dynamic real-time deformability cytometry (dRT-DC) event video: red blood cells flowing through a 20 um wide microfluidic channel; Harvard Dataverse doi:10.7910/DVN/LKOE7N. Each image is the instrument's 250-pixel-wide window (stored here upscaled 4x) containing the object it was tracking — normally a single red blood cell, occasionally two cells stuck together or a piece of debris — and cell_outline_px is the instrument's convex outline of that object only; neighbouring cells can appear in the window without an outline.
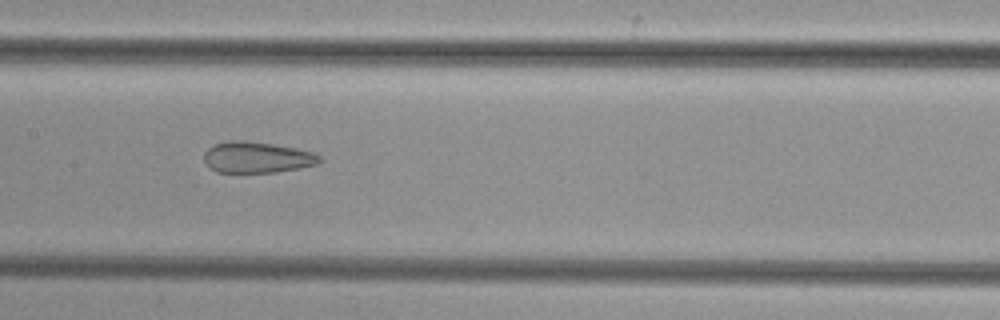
{"species": "common noctule bat (a hibernating species)", "species_latin": "Nyctalus noctula", "temperature_condition": "cold", "stored_images_in_passage": 24, "camera_frame_rate_fps": 3000, "um_per_image_px": 0.085, "animal": {"sex": "female", "body_mass_g": 29.2, "forearm_length_mm": 56.3}, "frame": {"image": 1, "passage_image": 10, "time_ms": 3.0, "image_size_px": [1000, 320], "cell_outline_px": [[320, 164], [300, 168], [276, 172], [216, 172], [204, 160], [204, 152], [208, 148], [216, 144], [228, 140], [244, 140], [272, 144], [296, 148], [312, 152], [320, 156]], "centroid_in_image_um": [21.86, 13.37], "position_along_channel_um": 185.5, "area_um2": 20.87}}